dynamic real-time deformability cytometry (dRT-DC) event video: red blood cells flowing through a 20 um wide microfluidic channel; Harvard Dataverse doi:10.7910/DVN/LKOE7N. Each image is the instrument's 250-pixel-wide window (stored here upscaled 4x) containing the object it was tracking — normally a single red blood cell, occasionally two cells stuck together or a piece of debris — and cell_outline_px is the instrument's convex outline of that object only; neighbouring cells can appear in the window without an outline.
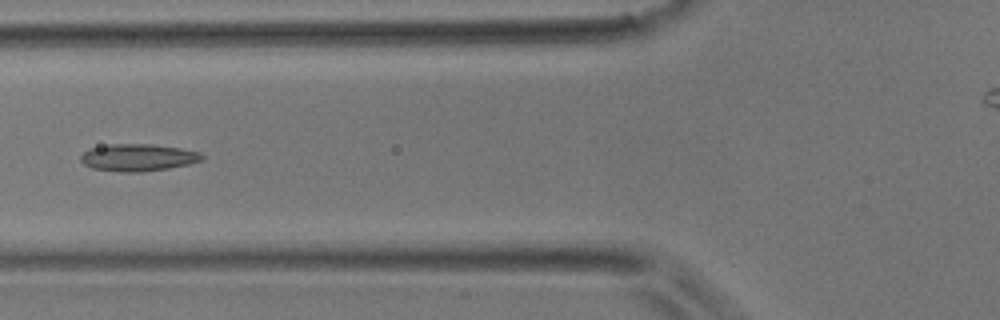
{"species": "common noctule bat (a hibernating species)", "species_latin": "Nyctalus noctula", "temperature_condition": "room temperature", "stored_images_in_passage": 4, "camera_frame_rate_fps": 3000, "um_per_image_px": 0.085, "animal": {"sex": "male", "body_mass_g": 17.9}, "frame": {"image": 1, "passage_image": 3, "time_ms": 0.667, "image_size_px": [1000, 320], "cell_outline_px": [[204, 160], [188, 164], [168, 168], [140, 172], [120, 172], [92, 168], [84, 164], [80, 160], [80, 156], [88, 148], [108, 144], [152, 144], [180, 148], [200, 152], [204, 156]], "centroid_in_image_um": [11.72, 13.38], "position_along_channel_um": 114.1, "area_um2": 19.31}}
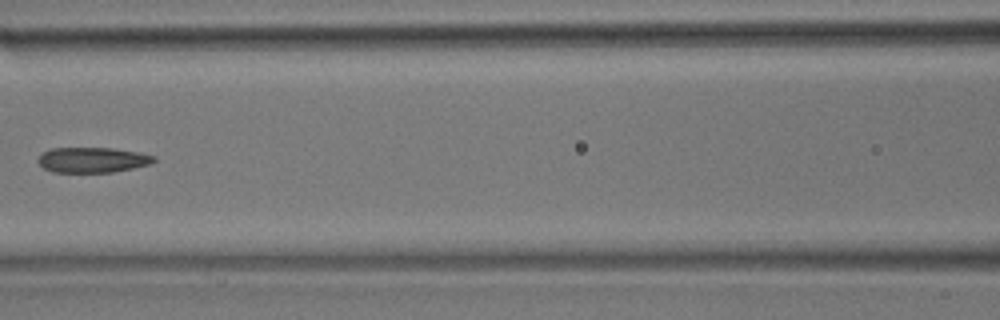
{"frame": {"image": 2, "passage_image": 4, "time_ms": 1.0, "image_size_px": [1000, 320], "cell_outline_px": [[156, 160], [148, 164], [132, 168], [112, 172], [52, 172], [44, 168], [36, 160], [44, 152], [52, 148], [112, 148], [140, 152], [156, 156]], "centroid_in_image_um": [7.86, 13.59], "position_along_channel_um": 158.7, "area_um2": 16.99}}